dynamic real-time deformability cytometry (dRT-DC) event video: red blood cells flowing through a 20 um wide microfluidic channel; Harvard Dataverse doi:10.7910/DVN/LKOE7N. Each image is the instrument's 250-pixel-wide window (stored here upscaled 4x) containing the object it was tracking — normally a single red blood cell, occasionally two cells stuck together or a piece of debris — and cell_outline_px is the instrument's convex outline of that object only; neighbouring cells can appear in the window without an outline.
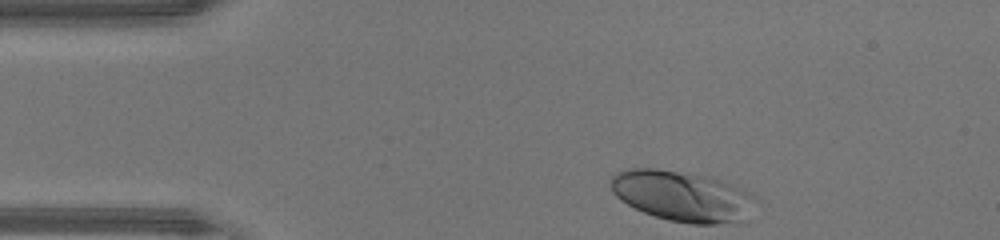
{"species": "human", "species_latin": "Homo sapiens", "temperature_condition": "warm", "stored_images_in_passage": 31, "camera_frame_rate_fps": 3000, "um_per_image_px": 0.085, "donor": {"sex": "male"}, "frame": {"image": 1, "passage_image": 1, "time_ms": 0.0, "image_size_px": [1000, 240], "cell_outline_px": [[752, 220], [744, 224], [692, 224], [668, 220], [644, 212], [620, 200], [612, 192], [612, 176], [616, 172], [632, 168], [656, 168], [712, 176], [724, 180], [744, 188], [752, 192]], "centroid_in_image_um": [58.11, 16.69], "position_along_channel_um": 26.9, "area_um2": 43.58}}
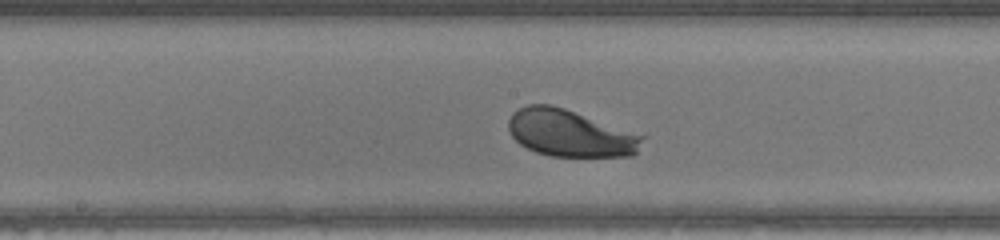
{"frame": {"image": 2, "passage_image": 17, "time_ms": 5.333, "image_size_px": [1000, 240], "cell_outline_px": [[648, 136], [636, 152], [632, 156], [548, 156], [536, 152], [520, 144], [512, 136], [508, 128], [508, 120], [512, 112], [528, 104], [548, 104], [564, 108]], "centroid_in_image_um": [48.48, 11.32], "position_along_channel_um": 199.7, "area_um2": 36.82}}
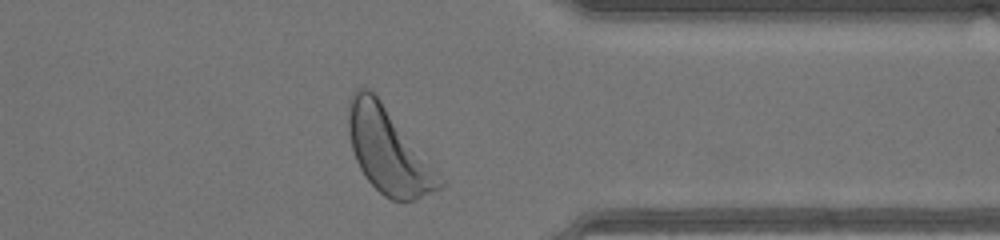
{"frame": {"image": 3, "passage_image": 30, "time_ms": 9.667, "image_size_px": [1000, 240], "cell_outline_px": [[448, 184], [440, 188], [412, 200], [392, 200], [384, 196], [368, 180], [360, 168], [356, 160], [352, 148], [348, 132], [348, 100], [352, 92], [356, 88], [368, 88], [380, 100]], "centroid_in_image_um": [32.99, 12.81], "position_along_channel_um": 378.4, "area_um2": 44.45}, "authors_computed_cell_mechanics": {"area_um2": 36.992, "velocity_mm_per_s": 4.3506, "shape_relaxation_time_tau1_ms": 0.5904, "shape_relaxation_time_tau2_ms": null, "deformation_change_tau1": 0.0953, "deformation_change_tau2": null}}